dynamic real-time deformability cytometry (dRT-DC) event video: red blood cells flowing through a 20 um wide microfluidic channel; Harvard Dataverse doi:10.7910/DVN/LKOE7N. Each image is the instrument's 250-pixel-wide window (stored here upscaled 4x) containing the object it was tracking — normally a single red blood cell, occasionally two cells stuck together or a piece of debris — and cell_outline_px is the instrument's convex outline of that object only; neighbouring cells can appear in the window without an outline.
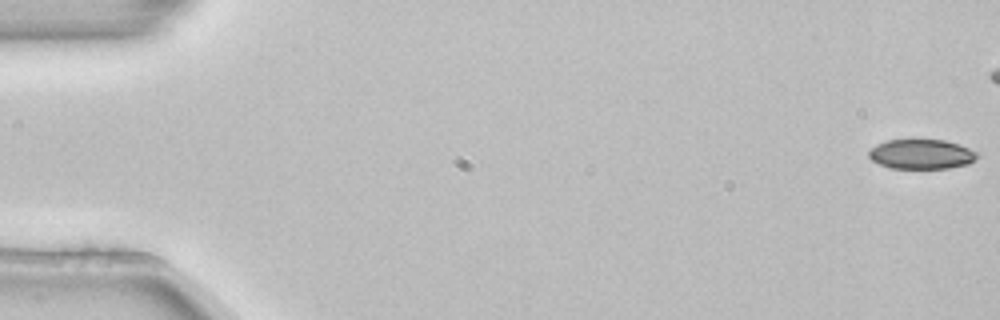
{"species": "common noctule bat (a hibernating species)", "species_latin": "Nyctalus noctula", "temperature_condition": "room temperature", "stored_images_in_passage": 5, "camera_frame_rate_fps": 3000, "um_per_image_px": 0.085, "animal": {"sex": "female", "body_mass_g": 22.7, "forearm_length_mm": 54.2}, "frame": {"image": 1, "passage_image": 1, "time_ms": 0.0, "image_size_px": [1000, 320], "cell_outline_px": [[980, 156], [976, 160], [968, 164], [948, 168], [892, 168], [880, 164], [872, 160], [868, 156], [868, 152], [876, 144], [884, 140], [944, 140], [960, 144], [980, 152]], "centroid_in_image_um": [78.38, 13.1], "position_along_channel_um": 6.6, "area_um2": 18.96}}